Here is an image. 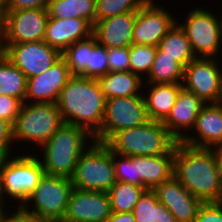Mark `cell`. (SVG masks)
Masks as SVG:
<instances>
[{
  "instance_id": "6",
  "label": "cell",
  "mask_w": 222,
  "mask_h": 222,
  "mask_svg": "<svg viewBox=\"0 0 222 222\" xmlns=\"http://www.w3.org/2000/svg\"><path fill=\"white\" fill-rule=\"evenodd\" d=\"M20 156L12 155L0 172V202L8 205L5 199H13L19 209L38 186L45 174L39 157L32 150ZM35 155V156H34Z\"/></svg>"
},
{
  "instance_id": "48",
  "label": "cell",
  "mask_w": 222,
  "mask_h": 222,
  "mask_svg": "<svg viewBox=\"0 0 222 222\" xmlns=\"http://www.w3.org/2000/svg\"><path fill=\"white\" fill-rule=\"evenodd\" d=\"M2 37V14L0 13V41Z\"/></svg>"
},
{
  "instance_id": "22",
  "label": "cell",
  "mask_w": 222,
  "mask_h": 222,
  "mask_svg": "<svg viewBox=\"0 0 222 222\" xmlns=\"http://www.w3.org/2000/svg\"><path fill=\"white\" fill-rule=\"evenodd\" d=\"M149 90L142 91L147 114L150 120L163 122L171 112L179 91L183 88L182 83H144ZM144 92H146L144 94ZM148 94V95H146Z\"/></svg>"
},
{
  "instance_id": "26",
  "label": "cell",
  "mask_w": 222,
  "mask_h": 222,
  "mask_svg": "<svg viewBox=\"0 0 222 222\" xmlns=\"http://www.w3.org/2000/svg\"><path fill=\"white\" fill-rule=\"evenodd\" d=\"M157 48L164 52V55L174 58L184 68L189 62L196 59L185 32L177 22L160 40Z\"/></svg>"
},
{
  "instance_id": "29",
  "label": "cell",
  "mask_w": 222,
  "mask_h": 222,
  "mask_svg": "<svg viewBox=\"0 0 222 222\" xmlns=\"http://www.w3.org/2000/svg\"><path fill=\"white\" fill-rule=\"evenodd\" d=\"M97 43L92 34L86 39L71 44L61 53L72 76L87 78V63H89L91 51Z\"/></svg>"
},
{
  "instance_id": "7",
  "label": "cell",
  "mask_w": 222,
  "mask_h": 222,
  "mask_svg": "<svg viewBox=\"0 0 222 222\" xmlns=\"http://www.w3.org/2000/svg\"><path fill=\"white\" fill-rule=\"evenodd\" d=\"M64 124L56 103H27L13 124V143L30 142L41 147Z\"/></svg>"
},
{
  "instance_id": "37",
  "label": "cell",
  "mask_w": 222,
  "mask_h": 222,
  "mask_svg": "<svg viewBox=\"0 0 222 222\" xmlns=\"http://www.w3.org/2000/svg\"><path fill=\"white\" fill-rule=\"evenodd\" d=\"M22 104L23 103L15 97L0 95V119L9 122L13 126Z\"/></svg>"
},
{
  "instance_id": "2",
  "label": "cell",
  "mask_w": 222,
  "mask_h": 222,
  "mask_svg": "<svg viewBox=\"0 0 222 222\" xmlns=\"http://www.w3.org/2000/svg\"><path fill=\"white\" fill-rule=\"evenodd\" d=\"M56 104L64 123L77 125L94 137L99 133L106 98L97 79L72 76L61 90Z\"/></svg>"
},
{
  "instance_id": "27",
  "label": "cell",
  "mask_w": 222,
  "mask_h": 222,
  "mask_svg": "<svg viewBox=\"0 0 222 222\" xmlns=\"http://www.w3.org/2000/svg\"><path fill=\"white\" fill-rule=\"evenodd\" d=\"M27 77L0 52V95L12 96L25 102Z\"/></svg>"
},
{
  "instance_id": "4",
  "label": "cell",
  "mask_w": 222,
  "mask_h": 222,
  "mask_svg": "<svg viewBox=\"0 0 222 222\" xmlns=\"http://www.w3.org/2000/svg\"><path fill=\"white\" fill-rule=\"evenodd\" d=\"M73 189L71 178L44 174L35 190L15 212L31 222H61Z\"/></svg>"
},
{
  "instance_id": "33",
  "label": "cell",
  "mask_w": 222,
  "mask_h": 222,
  "mask_svg": "<svg viewBox=\"0 0 222 222\" xmlns=\"http://www.w3.org/2000/svg\"><path fill=\"white\" fill-rule=\"evenodd\" d=\"M116 181L126 182L141 186L138 176L137 156H124L113 153Z\"/></svg>"
},
{
  "instance_id": "21",
  "label": "cell",
  "mask_w": 222,
  "mask_h": 222,
  "mask_svg": "<svg viewBox=\"0 0 222 222\" xmlns=\"http://www.w3.org/2000/svg\"><path fill=\"white\" fill-rule=\"evenodd\" d=\"M92 30L93 26L82 18L48 17L44 41L62 53L71 44L92 35Z\"/></svg>"
},
{
  "instance_id": "39",
  "label": "cell",
  "mask_w": 222,
  "mask_h": 222,
  "mask_svg": "<svg viewBox=\"0 0 222 222\" xmlns=\"http://www.w3.org/2000/svg\"><path fill=\"white\" fill-rule=\"evenodd\" d=\"M50 0H5L4 11L47 9Z\"/></svg>"
},
{
  "instance_id": "19",
  "label": "cell",
  "mask_w": 222,
  "mask_h": 222,
  "mask_svg": "<svg viewBox=\"0 0 222 222\" xmlns=\"http://www.w3.org/2000/svg\"><path fill=\"white\" fill-rule=\"evenodd\" d=\"M205 103L192 92L182 88L168 117L162 122L168 132L182 141L195 126L197 116ZM187 132H186V131Z\"/></svg>"
},
{
  "instance_id": "34",
  "label": "cell",
  "mask_w": 222,
  "mask_h": 222,
  "mask_svg": "<svg viewBox=\"0 0 222 222\" xmlns=\"http://www.w3.org/2000/svg\"><path fill=\"white\" fill-rule=\"evenodd\" d=\"M157 202L156 192L146 189L132 210L136 222H155Z\"/></svg>"
},
{
  "instance_id": "23",
  "label": "cell",
  "mask_w": 222,
  "mask_h": 222,
  "mask_svg": "<svg viewBox=\"0 0 222 222\" xmlns=\"http://www.w3.org/2000/svg\"><path fill=\"white\" fill-rule=\"evenodd\" d=\"M174 152L175 147L168 154L137 156V170L142 187L154 190L173 175Z\"/></svg>"
},
{
  "instance_id": "38",
  "label": "cell",
  "mask_w": 222,
  "mask_h": 222,
  "mask_svg": "<svg viewBox=\"0 0 222 222\" xmlns=\"http://www.w3.org/2000/svg\"><path fill=\"white\" fill-rule=\"evenodd\" d=\"M193 222H222V202L203 203Z\"/></svg>"
},
{
  "instance_id": "41",
  "label": "cell",
  "mask_w": 222,
  "mask_h": 222,
  "mask_svg": "<svg viewBox=\"0 0 222 222\" xmlns=\"http://www.w3.org/2000/svg\"><path fill=\"white\" fill-rule=\"evenodd\" d=\"M155 222H178L172 213L161 203H156Z\"/></svg>"
},
{
  "instance_id": "30",
  "label": "cell",
  "mask_w": 222,
  "mask_h": 222,
  "mask_svg": "<svg viewBox=\"0 0 222 222\" xmlns=\"http://www.w3.org/2000/svg\"><path fill=\"white\" fill-rule=\"evenodd\" d=\"M146 189L142 186L116 181L108 190L112 212H132Z\"/></svg>"
},
{
  "instance_id": "24",
  "label": "cell",
  "mask_w": 222,
  "mask_h": 222,
  "mask_svg": "<svg viewBox=\"0 0 222 222\" xmlns=\"http://www.w3.org/2000/svg\"><path fill=\"white\" fill-rule=\"evenodd\" d=\"M97 81L106 99L143 96L141 91L145 86L144 80L131 71L108 72L98 77Z\"/></svg>"
},
{
  "instance_id": "46",
  "label": "cell",
  "mask_w": 222,
  "mask_h": 222,
  "mask_svg": "<svg viewBox=\"0 0 222 222\" xmlns=\"http://www.w3.org/2000/svg\"><path fill=\"white\" fill-rule=\"evenodd\" d=\"M7 207L4 208V205L0 202V221L8 214L5 210Z\"/></svg>"
},
{
  "instance_id": "10",
  "label": "cell",
  "mask_w": 222,
  "mask_h": 222,
  "mask_svg": "<svg viewBox=\"0 0 222 222\" xmlns=\"http://www.w3.org/2000/svg\"><path fill=\"white\" fill-rule=\"evenodd\" d=\"M149 120L143 96L106 99L103 122L94 140L106 143L117 131L141 126Z\"/></svg>"
},
{
  "instance_id": "28",
  "label": "cell",
  "mask_w": 222,
  "mask_h": 222,
  "mask_svg": "<svg viewBox=\"0 0 222 222\" xmlns=\"http://www.w3.org/2000/svg\"><path fill=\"white\" fill-rule=\"evenodd\" d=\"M184 78V67L174 58L164 55L157 48L154 62L147 75L146 83H182Z\"/></svg>"
},
{
  "instance_id": "5",
  "label": "cell",
  "mask_w": 222,
  "mask_h": 222,
  "mask_svg": "<svg viewBox=\"0 0 222 222\" xmlns=\"http://www.w3.org/2000/svg\"><path fill=\"white\" fill-rule=\"evenodd\" d=\"M177 140L160 121L117 131L105 144L113 153L124 156H156L168 154Z\"/></svg>"
},
{
  "instance_id": "3",
  "label": "cell",
  "mask_w": 222,
  "mask_h": 222,
  "mask_svg": "<svg viewBox=\"0 0 222 222\" xmlns=\"http://www.w3.org/2000/svg\"><path fill=\"white\" fill-rule=\"evenodd\" d=\"M90 140V142L88 141ZM94 136L77 125L64 123L40 148L45 174L71 178L81 154Z\"/></svg>"
},
{
  "instance_id": "18",
  "label": "cell",
  "mask_w": 222,
  "mask_h": 222,
  "mask_svg": "<svg viewBox=\"0 0 222 222\" xmlns=\"http://www.w3.org/2000/svg\"><path fill=\"white\" fill-rule=\"evenodd\" d=\"M195 133L187 134L183 143L199 148H213L222 142V102L205 104L200 110L195 126Z\"/></svg>"
},
{
  "instance_id": "25",
  "label": "cell",
  "mask_w": 222,
  "mask_h": 222,
  "mask_svg": "<svg viewBox=\"0 0 222 222\" xmlns=\"http://www.w3.org/2000/svg\"><path fill=\"white\" fill-rule=\"evenodd\" d=\"M47 11L56 19L82 18L92 26L96 22V0H50Z\"/></svg>"
},
{
  "instance_id": "32",
  "label": "cell",
  "mask_w": 222,
  "mask_h": 222,
  "mask_svg": "<svg viewBox=\"0 0 222 222\" xmlns=\"http://www.w3.org/2000/svg\"><path fill=\"white\" fill-rule=\"evenodd\" d=\"M148 1L149 0H96V21L126 12L138 11Z\"/></svg>"
},
{
  "instance_id": "31",
  "label": "cell",
  "mask_w": 222,
  "mask_h": 222,
  "mask_svg": "<svg viewBox=\"0 0 222 222\" xmlns=\"http://www.w3.org/2000/svg\"><path fill=\"white\" fill-rule=\"evenodd\" d=\"M156 52V46L132 44L129 47L130 71L145 79L144 76L147 77L151 70Z\"/></svg>"
},
{
  "instance_id": "45",
  "label": "cell",
  "mask_w": 222,
  "mask_h": 222,
  "mask_svg": "<svg viewBox=\"0 0 222 222\" xmlns=\"http://www.w3.org/2000/svg\"><path fill=\"white\" fill-rule=\"evenodd\" d=\"M13 149H0V172L6 164V161L10 158Z\"/></svg>"
},
{
  "instance_id": "1",
  "label": "cell",
  "mask_w": 222,
  "mask_h": 222,
  "mask_svg": "<svg viewBox=\"0 0 222 222\" xmlns=\"http://www.w3.org/2000/svg\"><path fill=\"white\" fill-rule=\"evenodd\" d=\"M173 176L203 203L222 201V174L212 148L193 147L177 141Z\"/></svg>"
},
{
  "instance_id": "35",
  "label": "cell",
  "mask_w": 222,
  "mask_h": 222,
  "mask_svg": "<svg viewBox=\"0 0 222 222\" xmlns=\"http://www.w3.org/2000/svg\"><path fill=\"white\" fill-rule=\"evenodd\" d=\"M107 48L97 43L91 51L87 63V78L97 79L109 72Z\"/></svg>"
},
{
  "instance_id": "47",
  "label": "cell",
  "mask_w": 222,
  "mask_h": 222,
  "mask_svg": "<svg viewBox=\"0 0 222 222\" xmlns=\"http://www.w3.org/2000/svg\"><path fill=\"white\" fill-rule=\"evenodd\" d=\"M5 7V0H0V13L3 14Z\"/></svg>"
},
{
  "instance_id": "14",
  "label": "cell",
  "mask_w": 222,
  "mask_h": 222,
  "mask_svg": "<svg viewBox=\"0 0 222 222\" xmlns=\"http://www.w3.org/2000/svg\"><path fill=\"white\" fill-rule=\"evenodd\" d=\"M149 0L137 11L133 28V44L156 46L166 33L179 21L167 8ZM170 12V13H169Z\"/></svg>"
},
{
  "instance_id": "11",
  "label": "cell",
  "mask_w": 222,
  "mask_h": 222,
  "mask_svg": "<svg viewBox=\"0 0 222 222\" xmlns=\"http://www.w3.org/2000/svg\"><path fill=\"white\" fill-rule=\"evenodd\" d=\"M219 61L196 58L189 62L184 68L182 87L205 104L222 102V66H219L222 64Z\"/></svg>"
},
{
  "instance_id": "12",
  "label": "cell",
  "mask_w": 222,
  "mask_h": 222,
  "mask_svg": "<svg viewBox=\"0 0 222 222\" xmlns=\"http://www.w3.org/2000/svg\"><path fill=\"white\" fill-rule=\"evenodd\" d=\"M48 17L47 9L4 11L0 45L43 41Z\"/></svg>"
},
{
  "instance_id": "13",
  "label": "cell",
  "mask_w": 222,
  "mask_h": 222,
  "mask_svg": "<svg viewBox=\"0 0 222 222\" xmlns=\"http://www.w3.org/2000/svg\"><path fill=\"white\" fill-rule=\"evenodd\" d=\"M0 52L27 78L46 72L61 58V52L44 40L14 45H0Z\"/></svg>"
},
{
  "instance_id": "43",
  "label": "cell",
  "mask_w": 222,
  "mask_h": 222,
  "mask_svg": "<svg viewBox=\"0 0 222 222\" xmlns=\"http://www.w3.org/2000/svg\"><path fill=\"white\" fill-rule=\"evenodd\" d=\"M0 222H31V221L22 218L15 211L11 210Z\"/></svg>"
},
{
  "instance_id": "16",
  "label": "cell",
  "mask_w": 222,
  "mask_h": 222,
  "mask_svg": "<svg viewBox=\"0 0 222 222\" xmlns=\"http://www.w3.org/2000/svg\"><path fill=\"white\" fill-rule=\"evenodd\" d=\"M71 77L70 69L61 57L46 72L27 78L25 102L56 103Z\"/></svg>"
},
{
  "instance_id": "42",
  "label": "cell",
  "mask_w": 222,
  "mask_h": 222,
  "mask_svg": "<svg viewBox=\"0 0 222 222\" xmlns=\"http://www.w3.org/2000/svg\"><path fill=\"white\" fill-rule=\"evenodd\" d=\"M105 222H136L132 212H112Z\"/></svg>"
},
{
  "instance_id": "44",
  "label": "cell",
  "mask_w": 222,
  "mask_h": 222,
  "mask_svg": "<svg viewBox=\"0 0 222 222\" xmlns=\"http://www.w3.org/2000/svg\"><path fill=\"white\" fill-rule=\"evenodd\" d=\"M214 154H215V157H216V160H217V165L220 169V172L222 174V142L217 144L216 146H214L212 148Z\"/></svg>"
},
{
  "instance_id": "36",
  "label": "cell",
  "mask_w": 222,
  "mask_h": 222,
  "mask_svg": "<svg viewBox=\"0 0 222 222\" xmlns=\"http://www.w3.org/2000/svg\"><path fill=\"white\" fill-rule=\"evenodd\" d=\"M107 54L109 72L130 71L129 47L109 48Z\"/></svg>"
},
{
  "instance_id": "9",
  "label": "cell",
  "mask_w": 222,
  "mask_h": 222,
  "mask_svg": "<svg viewBox=\"0 0 222 222\" xmlns=\"http://www.w3.org/2000/svg\"><path fill=\"white\" fill-rule=\"evenodd\" d=\"M210 10L197 7L188 12L186 21H177L185 32L196 58H218L222 48V16H217L218 13Z\"/></svg>"
},
{
  "instance_id": "15",
  "label": "cell",
  "mask_w": 222,
  "mask_h": 222,
  "mask_svg": "<svg viewBox=\"0 0 222 222\" xmlns=\"http://www.w3.org/2000/svg\"><path fill=\"white\" fill-rule=\"evenodd\" d=\"M111 213L108 192L74 188L61 222H105Z\"/></svg>"
},
{
  "instance_id": "20",
  "label": "cell",
  "mask_w": 222,
  "mask_h": 222,
  "mask_svg": "<svg viewBox=\"0 0 222 222\" xmlns=\"http://www.w3.org/2000/svg\"><path fill=\"white\" fill-rule=\"evenodd\" d=\"M137 11L98 20L93 25L92 34L97 42L107 49L130 47Z\"/></svg>"
},
{
  "instance_id": "40",
  "label": "cell",
  "mask_w": 222,
  "mask_h": 222,
  "mask_svg": "<svg viewBox=\"0 0 222 222\" xmlns=\"http://www.w3.org/2000/svg\"><path fill=\"white\" fill-rule=\"evenodd\" d=\"M12 146L13 126L9 122L0 119V149H14Z\"/></svg>"
},
{
  "instance_id": "17",
  "label": "cell",
  "mask_w": 222,
  "mask_h": 222,
  "mask_svg": "<svg viewBox=\"0 0 222 222\" xmlns=\"http://www.w3.org/2000/svg\"><path fill=\"white\" fill-rule=\"evenodd\" d=\"M154 191L158 201L172 213L178 222H193L203 204L201 200L187 191L173 175L159 184Z\"/></svg>"
},
{
  "instance_id": "8",
  "label": "cell",
  "mask_w": 222,
  "mask_h": 222,
  "mask_svg": "<svg viewBox=\"0 0 222 222\" xmlns=\"http://www.w3.org/2000/svg\"><path fill=\"white\" fill-rule=\"evenodd\" d=\"M71 180L77 189L108 192L116 183L113 152L94 141L79 157Z\"/></svg>"
}]
</instances>
